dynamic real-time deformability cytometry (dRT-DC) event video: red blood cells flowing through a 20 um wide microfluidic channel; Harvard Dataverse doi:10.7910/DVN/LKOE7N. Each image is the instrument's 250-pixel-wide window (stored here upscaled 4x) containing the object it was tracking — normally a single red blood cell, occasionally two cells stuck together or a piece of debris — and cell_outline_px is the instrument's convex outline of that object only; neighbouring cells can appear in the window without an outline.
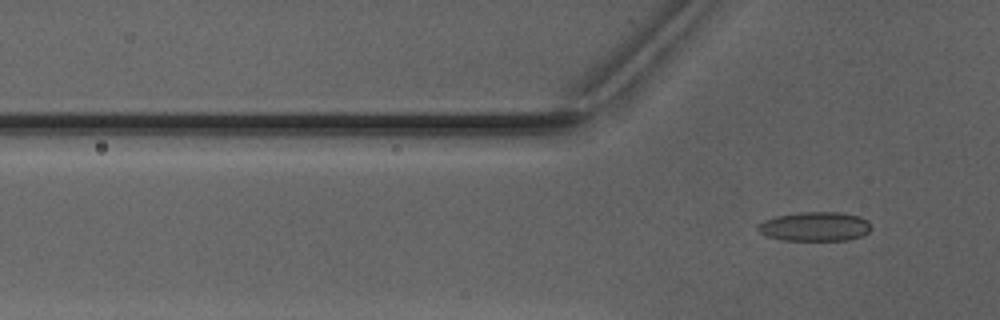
{"species": "Egyptian fruit bat (a non-hibernating species)", "species_latin": "Rousettus aegyptiacus", "temperature_condition": "warm", "stored_images_in_passage": 4, "camera_frame_rate_fps": 3000, "um_per_image_px": 0.085, "animal": {"sex": "male"}, "frame": {"image": 1, "passage_image": 4, "time_ms": 3.667, "image_size_px": [1000, 320], "cell_outline_px": [[872, 228], [864, 236], [848, 240], [784, 240], [768, 236], [760, 232], [756, 228], [764, 220], [776, 216], [800, 212], [840, 212], [860, 216], [868, 220]], "centroid_in_image_um": [69.32, 19.25], "position_along_channel_um": 56.5, "area_um2": 19.36}}